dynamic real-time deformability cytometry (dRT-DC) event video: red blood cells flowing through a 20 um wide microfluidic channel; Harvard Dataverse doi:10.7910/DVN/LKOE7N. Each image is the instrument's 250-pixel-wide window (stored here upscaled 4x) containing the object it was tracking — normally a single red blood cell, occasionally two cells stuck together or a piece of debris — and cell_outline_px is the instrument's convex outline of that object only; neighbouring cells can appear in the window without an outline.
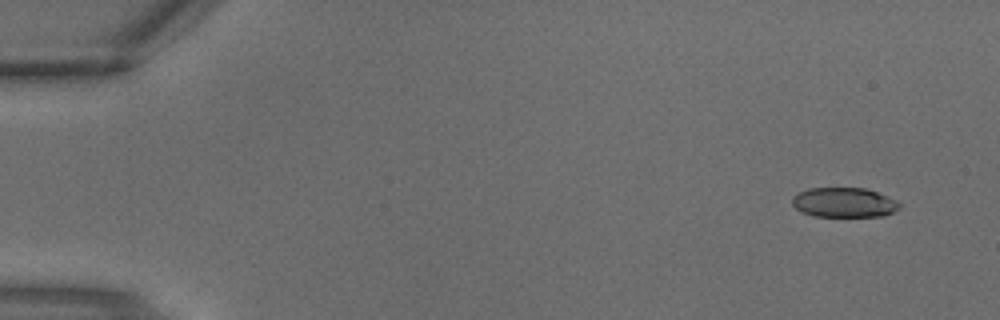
{"species": "common noctule bat (a hibernating species)", "species_latin": "Nyctalus noctula", "temperature_condition": "warm", "stored_images_in_passage": 3, "camera_frame_rate_fps": 3000, "um_per_image_px": 0.085, "animal": {"sex": "male", "body_mass_g": 18.8}, "frame": {"image": 1, "passage_image": 1, "time_ms": 0.0, "image_size_px": [1000, 320], "cell_outline_px": [[900, 208], [884, 216], [812, 216], [796, 208], [792, 204], [792, 196], [808, 188], [864, 188], [876, 192], [896, 200], [900, 204]], "centroid_in_image_um": [71.73, 17.21], "position_along_channel_um": 13.3, "area_um2": 18.44}}